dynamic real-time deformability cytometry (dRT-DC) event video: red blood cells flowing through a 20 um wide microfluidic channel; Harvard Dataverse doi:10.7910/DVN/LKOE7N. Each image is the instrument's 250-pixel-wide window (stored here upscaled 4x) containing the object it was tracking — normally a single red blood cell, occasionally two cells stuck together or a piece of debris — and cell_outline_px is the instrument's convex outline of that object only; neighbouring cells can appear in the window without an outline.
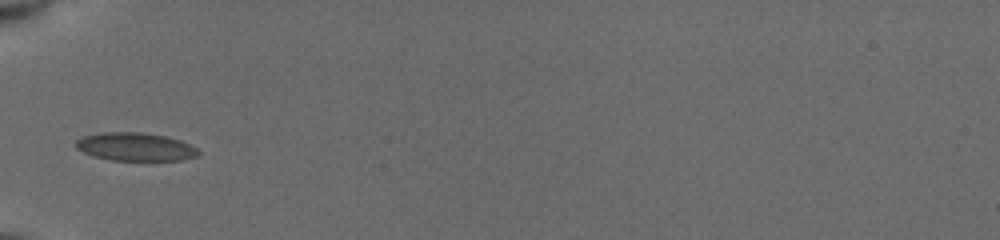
{"species": "common noctule bat (a hibernating species)", "species_latin": "Nyctalus noctula", "temperature_condition": "cold", "stored_images_in_passage": 34, "camera_frame_rate_fps": 3000, "um_per_image_px": 0.085, "animal": {"sex": "female", "body_mass_g": 19.5, "forearm_length_mm": 54.1}, "frame": {"image": 1, "passage_image": 1, "time_ms": 0.0, "image_size_px": [1000, 240], "cell_outline_px": [[200, 152], [196, 156], [180, 160], [112, 160], [92, 156], [76, 148], [76, 140], [84, 136], [100, 132], [140, 132], [164, 136], [180, 140], [196, 148]], "centroid_in_image_um": [11.47, 12.47], "position_along_channel_um": 73.5, "area_um2": 19.94}}
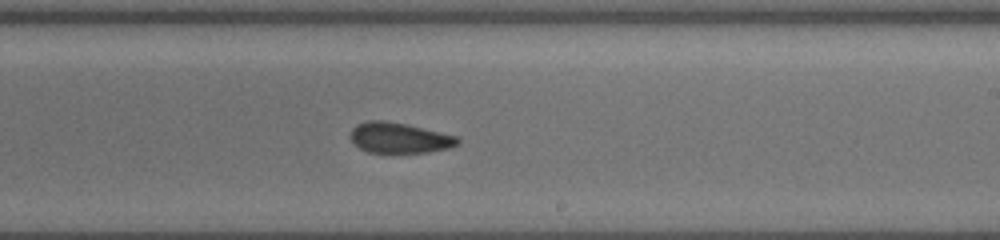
{"frame": {"image": 2, "passage_image": 15, "time_ms": 4.667, "image_size_px": [1000, 240], "cell_outline_px": [[460, 144], [448, 148], [428, 152], [368, 152], [360, 148], [348, 136], [352, 128], [356, 124], [368, 120], [380, 120], [404, 124], [456, 136], [460, 140]], "centroid_in_image_um": [33.91, 11.72], "position_along_channel_um": 255.1, "area_um2": 18.79}}
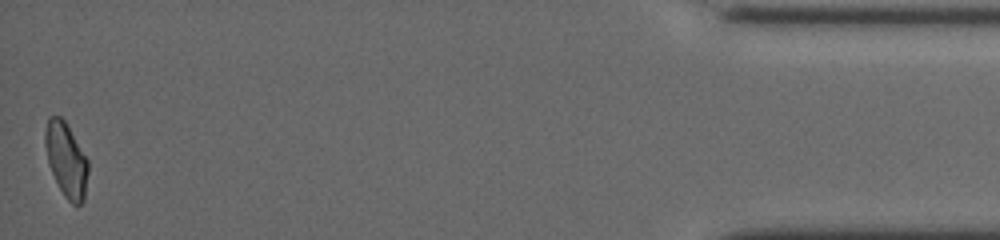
{"frame": {"image": 3, "passage_image": 34, "time_ms": 11.0, "image_size_px": [1000, 240], "cell_outline_px": [[88, 172], [84, 200], [76, 208], [64, 196], [48, 164], [44, 144], [44, 132], [48, 116], [60, 116], [64, 120], [88, 160]], "centroid_in_image_um": [5.61, 13.59], "position_along_channel_um": 429.6, "area_um2": 18.61}, "authors_computed_cell_mechanics": {"area_um2": 19.652, "velocity_mm_per_s": 3.9291, "shape_relaxation_time_tau1_ms": null, "shape_relaxation_time_tau2_ms": 3.1848, "deformation_change_tau1": null, "deformation_change_tau2": 0.0837}}